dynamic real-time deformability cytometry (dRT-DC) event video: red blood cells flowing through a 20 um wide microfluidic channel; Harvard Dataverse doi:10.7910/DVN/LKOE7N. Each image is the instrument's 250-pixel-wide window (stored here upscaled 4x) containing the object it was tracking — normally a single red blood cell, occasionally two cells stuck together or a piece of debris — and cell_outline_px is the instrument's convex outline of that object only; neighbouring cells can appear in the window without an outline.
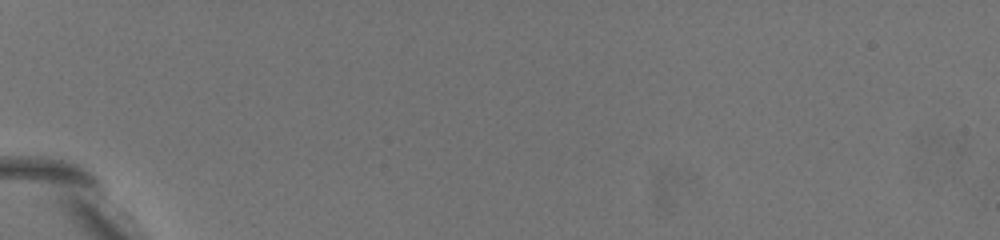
{"species": "common noctule bat (a hibernating species)", "species_latin": "Nyctalus noctula", "temperature_condition": "warm", "stored_images_in_passage": 2, "camera_frame_rate_fps": 3000, "um_per_image_px": 0.085, "animal": {"sex": "female", "body_mass_g": 19.5, "forearm_length_mm": 54.1}, "frame": {"image": 1, "passage_image": 1, "time_ms": 0.0, "image_size_px": [1000, 240], "cell_outline_px": [[188, 212], [168, 208], [116, 164], [96, 136], [116, 136], [136, 148], [160, 172], [188, 208]], "centroid_in_image_um": [12.08, 14.57], "position_along_channel_um": 72.9, "area_um2": 15.55}}